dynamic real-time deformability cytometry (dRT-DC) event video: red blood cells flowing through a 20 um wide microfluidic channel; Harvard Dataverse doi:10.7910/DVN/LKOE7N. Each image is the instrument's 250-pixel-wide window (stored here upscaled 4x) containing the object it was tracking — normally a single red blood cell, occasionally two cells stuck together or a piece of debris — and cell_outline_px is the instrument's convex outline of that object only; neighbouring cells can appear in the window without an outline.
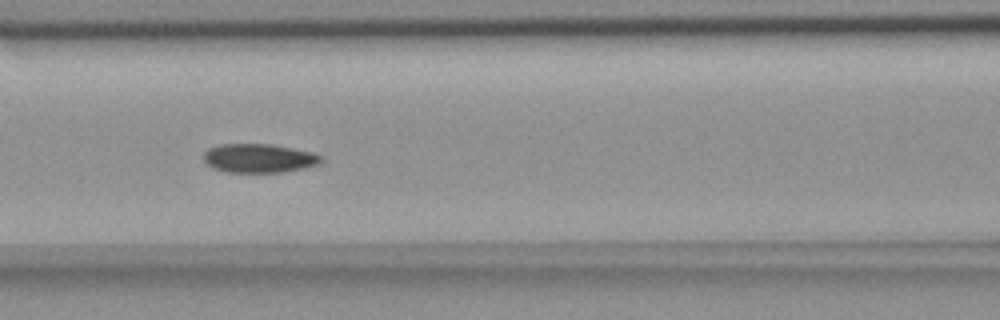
{"species": "common noctule bat (a hibernating species)", "species_latin": "Nyctalus noctula", "temperature_condition": "room temperature", "stored_images_in_passage": 7, "camera_frame_rate_fps": 3000, "um_per_image_px": 0.085, "animal": {"sex": "female", "body_mass_g": 18.4}, "frame": {"image": 1, "passage_image": 7, "time_ms": 7.333, "image_size_px": [1000, 320], "cell_outline_px": [[324, 160], [316, 164], [304, 168], [284, 172], [228, 172], [212, 168], [204, 160], [204, 152], [208, 148], [220, 144], [272, 144], [312, 152], [320, 156]], "centroid_in_image_um": [21.99, 13.44], "position_along_channel_um": 144.6, "area_um2": 19.71}}